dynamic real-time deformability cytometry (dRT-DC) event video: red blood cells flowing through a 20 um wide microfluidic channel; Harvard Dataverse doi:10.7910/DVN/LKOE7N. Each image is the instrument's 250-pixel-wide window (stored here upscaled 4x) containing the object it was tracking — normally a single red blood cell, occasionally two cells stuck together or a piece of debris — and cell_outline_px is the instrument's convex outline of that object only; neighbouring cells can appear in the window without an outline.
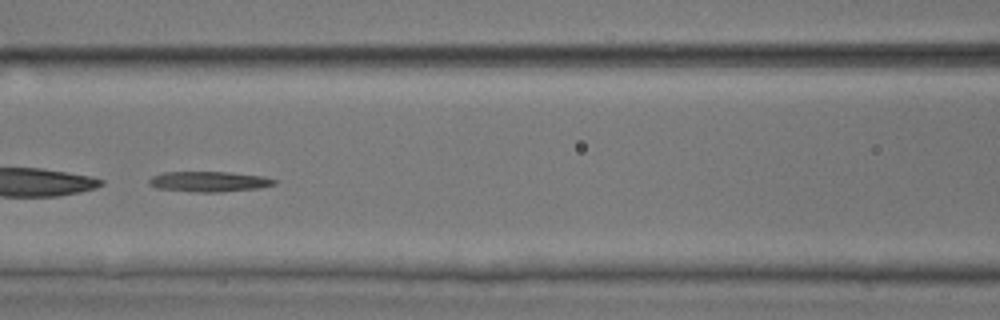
{"species": "common noctule bat (a hibernating species)", "species_latin": "Nyctalus noctula", "temperature_condition": "room temperature", "stored_images_in_passage": 40, "camera_frame_rate_fps": 3000, "um_per_image_px": 0.085, "animal": {"sex": "male", "body_mass_g": 17.9, "forearm_length_mm": 54.2}, "frame": {"image": 1, "passage_image": 12, "time_ms": 3.667, "image_size_px": [1000, 320], "cell_outline_px": [[276, 184], [260, 188], [220, 192], [196, 192], [156, 188], [148, 184], [148, 180], [152, 176], [164, 172], [228, 172], [264, 176], [276, 180]], "centroid_in_image_um": [17.77, 15.43], "position_along_channel_um": 148.8, "area_um2": 14.91}, "authors_computed_cell_mechanics": {"area_um2": 15.2014, "velocity_mm_per_s": 3.9113, "shape_relaxation_time_tau1_ms": null, "shape_relaxation_time_tau2_ms": 3.3492, "deformation_change_tau1": null, "deformation_change_tau2": 0.1473}}